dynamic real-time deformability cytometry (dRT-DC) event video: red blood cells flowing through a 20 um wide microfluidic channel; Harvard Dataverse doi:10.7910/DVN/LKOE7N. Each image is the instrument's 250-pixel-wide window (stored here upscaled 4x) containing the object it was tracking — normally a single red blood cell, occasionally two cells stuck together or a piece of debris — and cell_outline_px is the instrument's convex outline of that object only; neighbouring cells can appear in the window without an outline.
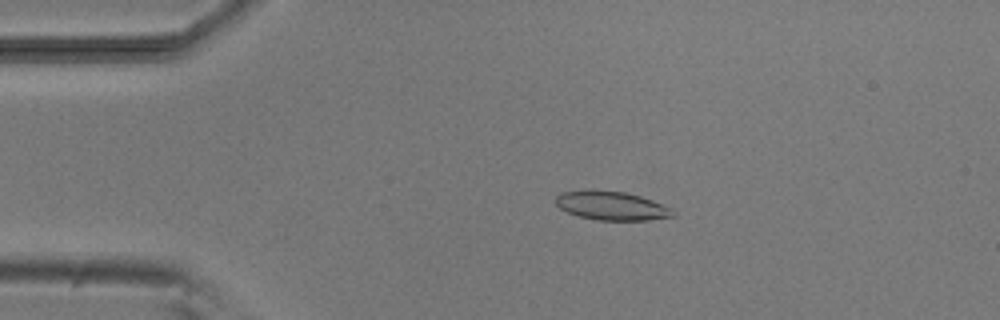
{"species": "common noctule bat (a hibernating species)", "species_latin": "Nyctalus noctula", "temperature_condition": "room temperature", "stored_images_in_passage": 53, "camera_frame_rate_fps": 3000, "um_per_image_px": 0.085, "animal": {"sex": "male", "body_mass_g": 20.5, "forearm_length_mm": 52.5}, "frame": {"image": 1, "passage_image": 11, "time_ms": 3.333, "image_size_px": [1000, 320], "cell_outline_px": [[676, 216], [648, 220], [596, 220], [580, 216], [568, 212], [560, 208], [556, 204], [556, 196], [564, 192], [624, 192], [640, 196], [652, 200], [672, 208], [676, 212]], "centroid_in_image_um": [52.08, 17.53], "position_along_channel_um": 32.9, "area_um2": 19.02}}
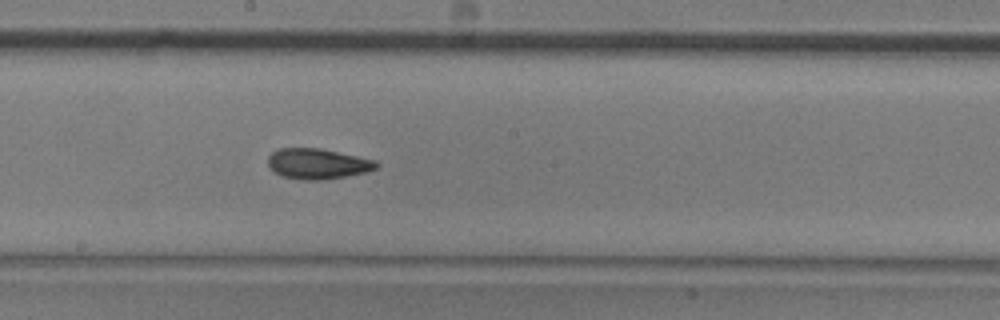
{"frame": {"image": 2, "passage_image": 29, "time_ms": 9.333, "image_size_px": [1000, 320], "cell_outline_px": [[380, 164], [376, 168], [368, 172], [320, 180], [304, 180], [280, 176], [268, 164], [268, 156], [272, 152], [280, 148], [320, 148], [376, 160]], "centroid_in_image_um": [27.01, 13.91], "position_along_channel_um": 221.2, "area_um2": 19.19}}
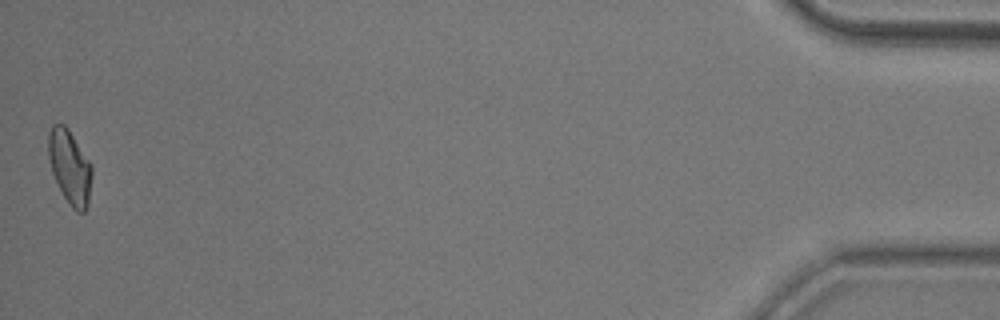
{"frame": {"image": 3, "passage_image": 53, "time_ms": 17.333, "image_size_px": [1000, 320], "cell_outline_px": [[92, 176], [88, 204], [84, 212], [76, 212], [72, 208], [64, 196], [52, 172], [48, 156], [48, 132], [52, 124], [64, 124], [68, 128], [92, 164]], "centroid_in_image_um": [5.94, 14.17], "position_along_channel_um": 429.3, "area_um2": 18.79}, "authors_computed_cell_mechanics": {"area_um2": 18.9584, "velocity_mm_per_s": 3.8073, "shape_relaxation_time_tau1_ms": 5.4272, "shape_relaxation_time_tau2_ms": 2.6291, "deformation_change_tau1": 0.1637, "deformation_change_tau2": 0.0917}}